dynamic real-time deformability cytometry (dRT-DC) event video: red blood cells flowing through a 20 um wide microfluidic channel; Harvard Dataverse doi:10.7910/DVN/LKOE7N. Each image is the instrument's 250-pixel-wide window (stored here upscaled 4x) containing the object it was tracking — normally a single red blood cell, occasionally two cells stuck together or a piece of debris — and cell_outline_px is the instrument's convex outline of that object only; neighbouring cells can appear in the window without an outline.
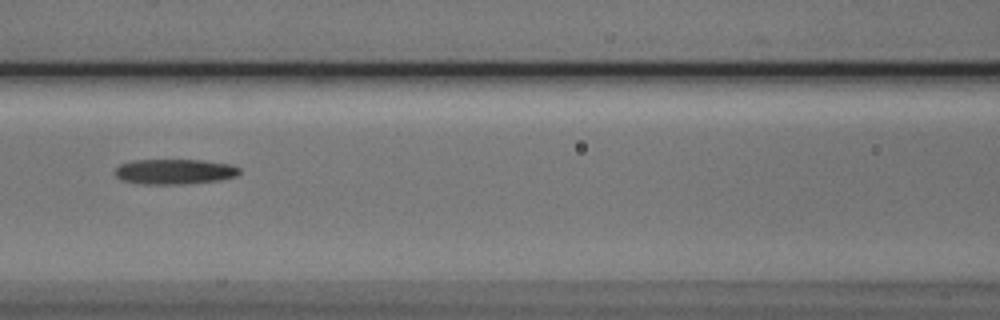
{"species": "Egyptian fruit bat (a non-hibernating species)", "species_latin": "Rousettus aegyptiacus", "temperature_condition": "cold", "stored_images_in_passage": 6, "camera_frame_rate_fps": 3000, "um_per_image_px": 0.085, "animal": {"sex": "male"}, "frame": {"image": 1, "passage_image": 5, "time_ms": 4.667, "image_size_px": [1000, 320], "cell_outline_px": [[240, 172], [236, 176], [220, 180], [184, 184], [144, 184], [120, 180], [116, 176], [116, 168], [120, 164], [132, 160], [204, 160], [232, 164], [240, 168]], "centroid_in_image_um": [14.86, 14.58], "position_along_channel_um": 151.7, "area_um2": 18.38}}
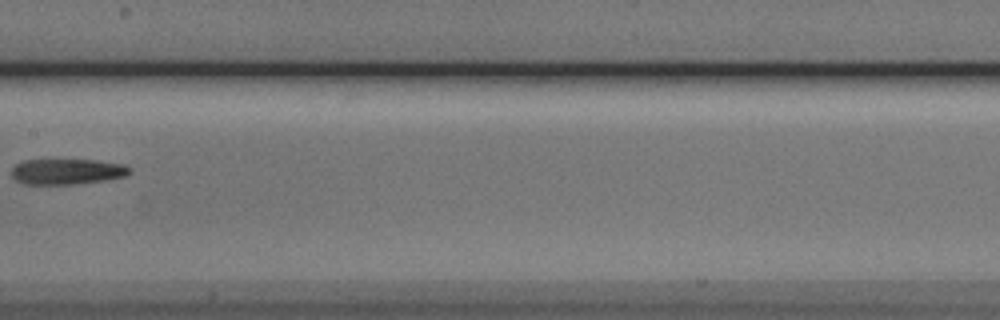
{"frame": {"image": 2, "passage_image": 6, "time_ms": 6.0, "image_size_px": [1000, 320], "cell_outline_px": [[132, 172], [124, 176], [104, 180], [72, 184], [24, 184], [16, 180], [12, 176], [12, 168], [16, 164], [24, 160], [96, 160], [124, 164], [132, 168]], "centroid_in_image_um": [5.71, 14.58], "position_along_channel_um": 201.7, "area_um2": 17.57}}